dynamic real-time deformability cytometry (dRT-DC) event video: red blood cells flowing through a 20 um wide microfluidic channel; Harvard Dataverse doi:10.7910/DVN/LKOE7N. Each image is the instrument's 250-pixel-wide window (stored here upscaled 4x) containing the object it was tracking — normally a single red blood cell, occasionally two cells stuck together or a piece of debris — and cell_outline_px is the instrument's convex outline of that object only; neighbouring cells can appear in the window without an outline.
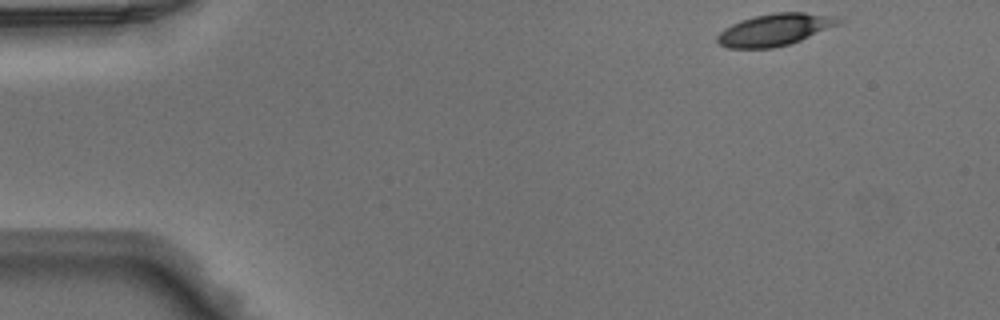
{"species": "Egyptian fruit bat (a non-hibernating species)", "species_latin": "Rousettus aegyptiacus", "temperature_condition": "warm", "stored_images_in_passage": 44, "camera_frame_rate_fps": 3000, "um_per_image_px": 0.085, "animal": {"sex": "male"}, "frame": {"image": 1, "passage_image": 1, "time_ms": 0.0, "image_size_px": [1000, 320], "cell_outline_px": [[844, 20], [840, 24], [792, 44], [772, 48], [728, 48], [720, 44], [716, 40], [716, 36], [724, 28], [740, 20], [756, 16], [776, 12], [804, 12], [836, 16]], "centroid_in_image_um": [65.89, 2.52], "position_along_channel_um": 19.1, "area_um2": 22.77}}
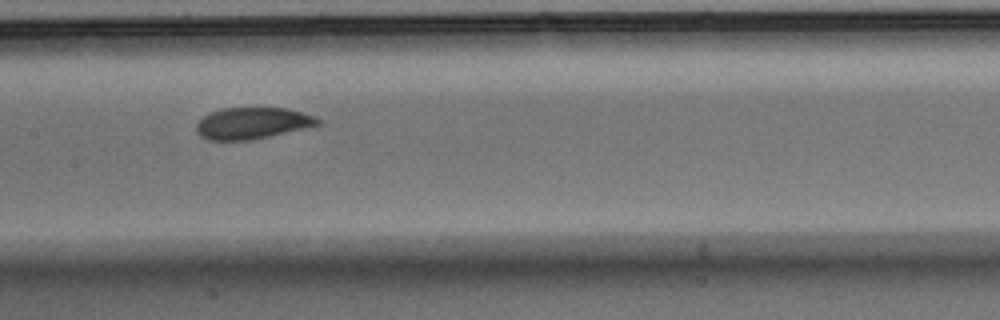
{"frame": {"image": 2, "passage_image": 20, "time_ms": 6.333, "image_size_px": [1000, 320], "cell_outline_px": [[324, 124], [252, 140], [208, 140], [200, 136], [196, 132], [196, 124], [204, 116], [212, 112], [224, 108], [288, 108], [324, 120]], "centroid_in_image_um": [21.48, 10.48], "position_along_channel_um": 185.9, "area_um2": 22.37}}
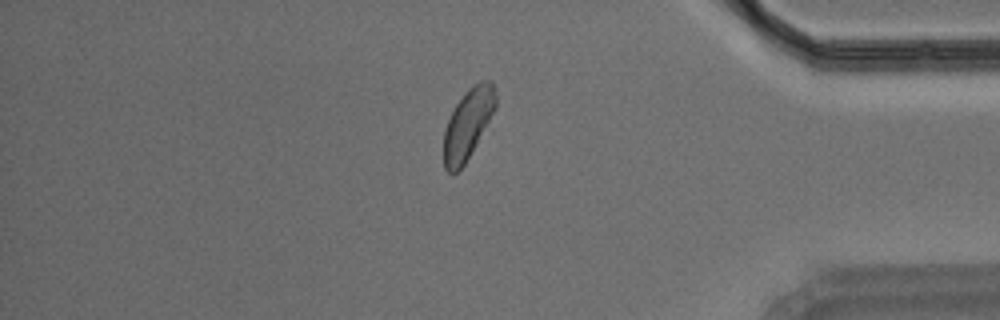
{"frame": {"image": 3, "passage_image": 37, "time_ms": 12.0, "image_size_px": [1000, 320], "cell_outline_px": [[496, 108], [476, 144], [464, 164], [452, 176], [444, 168], [444, 128], [456, 104], [468, 88], [472, 84], [480, 80], [492, 80], [496, 96]], "centroid_in_image_um": [39.77, 10.51], "position_along_channel_um": 395.4, "area_um2": 21.15}}